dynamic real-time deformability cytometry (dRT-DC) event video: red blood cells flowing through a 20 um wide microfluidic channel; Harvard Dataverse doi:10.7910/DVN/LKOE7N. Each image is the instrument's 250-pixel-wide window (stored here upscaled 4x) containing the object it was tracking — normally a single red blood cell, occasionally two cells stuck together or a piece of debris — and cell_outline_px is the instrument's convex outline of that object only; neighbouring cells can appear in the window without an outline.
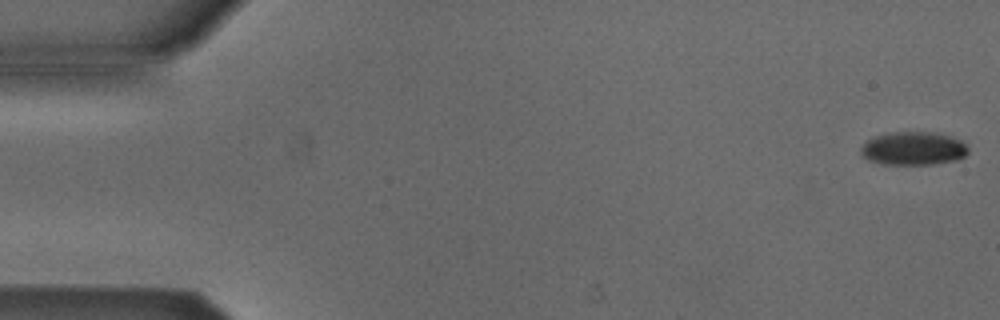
{"species": "Egyptian fruit bat (a non-hibernating species)", "species_latin": "Rousettus aegyptiacus", "temperature_condition": "cold", "stored_images_in_passage": 5, "camera_frame_rate_fps": 3000, "um_per_image_px": 0.085, "animal": {"sex": "male"}, "frame": {"image": 1, "passage_image": 1, "time_ms": 0.0, "image_size_px": [1000, 320], "cell_outline_px": [[968, 152], [964, 156], [956, 160], [932, 164], [884, 164], [868, 160], [860, 152], [860, 148], [868, 140], [876, 136], [892, 132], [936, 132], [960, 140], [968, 148]], "centroid_in_image_um": [77.63, 12.62], "position_along_channel_um": 7.4, "area_um2": 20.63}}
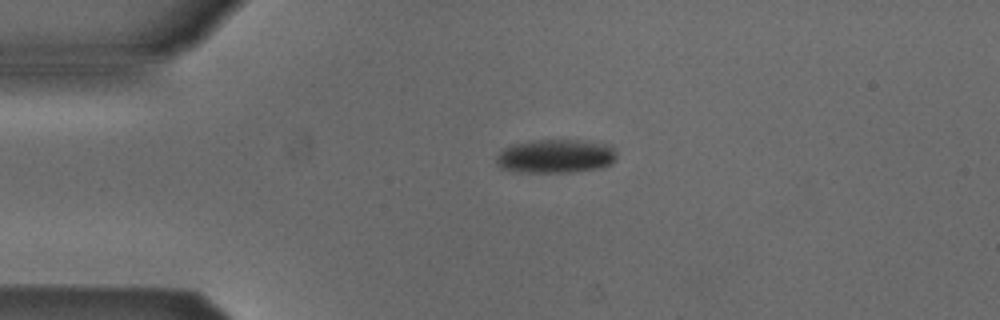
{"frame": {"image": 2, "passage_image": 4, "time_ms": 1.0, "image_size_px": [1000, 320], "cell_outline_px": [[616, 160], [612, 164], [600, 168], [572, 172], [520, 172], [500, 168], [496, 164], [496, 156], [504, 148], [512, 144], [532, 140], [568, 140], [612, 144], [616, 152]], "centroid_in_image_um": [47.24, 13.28], "position_along_channel_um": 37.8, "area_um2": 23.87}}